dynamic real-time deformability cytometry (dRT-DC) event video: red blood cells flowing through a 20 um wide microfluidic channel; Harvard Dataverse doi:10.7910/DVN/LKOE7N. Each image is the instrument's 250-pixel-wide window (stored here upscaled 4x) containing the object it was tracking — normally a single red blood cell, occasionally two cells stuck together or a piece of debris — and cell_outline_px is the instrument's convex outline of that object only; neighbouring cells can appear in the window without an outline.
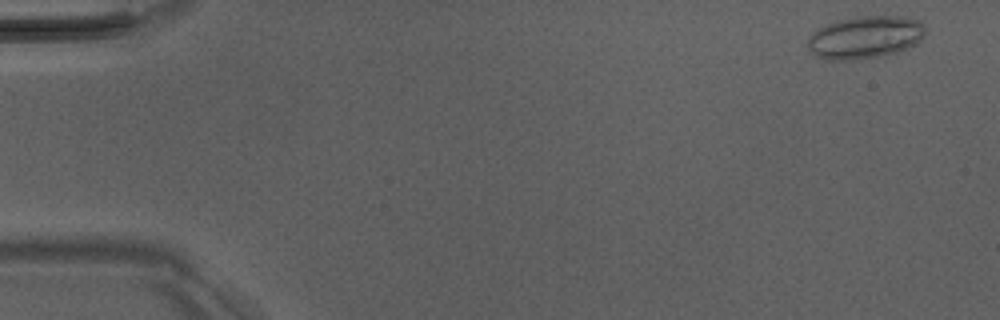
{"species": "Egyptian fruit bat (a non-hibernating species)", "species_latin": "Rousettus aegyptiacus", "temperature_condition": "room temperature", "stored_images_in_passage": 50, "camera_frame_rate_fps": 3000, "um_per_image_px": 0.085, "animal": {"sex": "male"}, "frame": {"image": 1, "passage_image": 2, "time_ms": 0.333, "image_size_px": [1000, 320], "cell_outline_px": [[924, 36], [916, 44], [896, 52], [880, 56], [852, 60], [824, 60], [816, 56], [808, 48], [808, 36], [812, 32], [836, 20], [852, 16], [904, 16], [920, 20], [924, 24]], "centroid_in_image_um": [73.52, 3.16], "position_along_channel_um": 11.5, "area_um2": 29.42}}
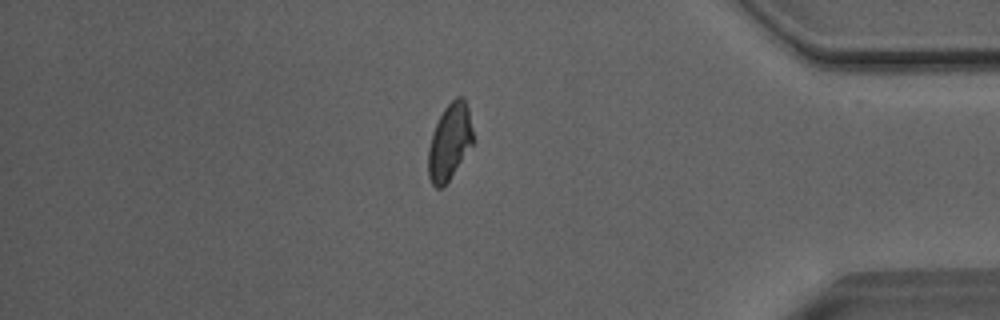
{"frame": {"image": 2, "passage_image": 43, "time_ms": 14.0, "image_size_px": [1000, 320], "cell_outline_px": [[476, 140], [448, 180], [440, 188], [436, 188], [432, 184], [428, 176], [428, 148], [432, 132], [444, 108], [456, 96], [464, 96], [468, 108]], "centroid_in_image_um": [38.24, 12.02], "position_along_channel_um": 397.0, "area_um2": 20.06}}
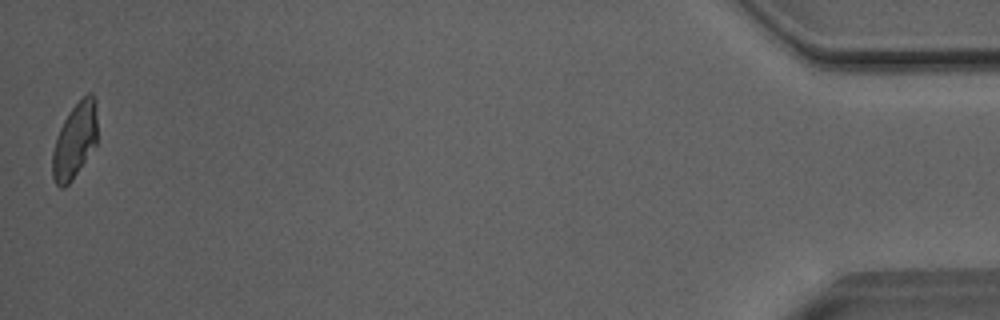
{"frame": {"image": 3, "passage_image": 50, "time_ms": 16.333, "image_size_px": [1000, 320], "cell_outline_px": [[96, 144], [72, 180], [64, 188], [60, 188], [56, 184], [52, 176], [52, 152], [56, 136], [68, 112], [88, 92], [92, 92], [96, 100]], "centroid_in_image_um": [6.34, 11.95], "position_along_channel_um": 428.9, "area_um2": 19.65}, "authors_computed_cell_mechanics": {"area_um2": 20.8947, "velocity_mm_per_s": 4.0715, "shape_relaxation_time_tau1_ms": null, "shape_relaxation_time_tau2_ms": 2.6456, "deformation_change_tau1": null, "deformation_change_tau2": 0.1001}}